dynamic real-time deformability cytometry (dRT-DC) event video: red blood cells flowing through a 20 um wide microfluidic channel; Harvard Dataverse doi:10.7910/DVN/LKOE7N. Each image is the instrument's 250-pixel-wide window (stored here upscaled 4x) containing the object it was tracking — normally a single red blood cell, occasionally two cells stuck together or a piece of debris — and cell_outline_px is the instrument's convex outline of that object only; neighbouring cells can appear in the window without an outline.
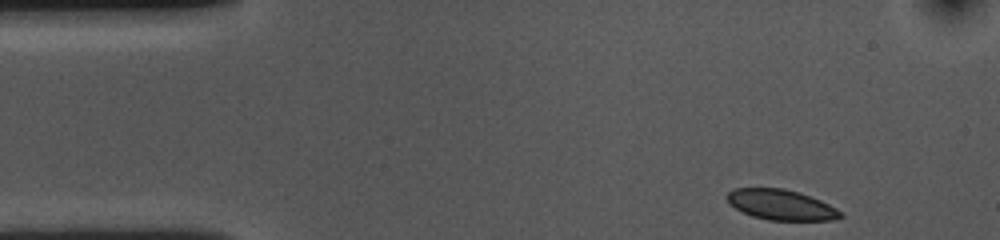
{"species": "common noctule bat (a hibernating species)", "species_latin": "Nyctalus noctula", "temperature_condition": "cold", "stored_images_in_passage": 41, "camera_frame_rate_fps": 3000, "um_per_image_px": 0.085, "animal": {"sex": "female", "body_mass_g": 10.0, "forearm_length_mm": 53.1}, "frame": {"image": 1, "passage_image": 1, "time_ms": 0.0, "image_size_px": [1000, 240], "cell_outline_px": [[844, 216], [832, 220], [768, 220], [752, 216], [728, 204], [724, 196], [728, 192], [736, 188], [784, 188], [820, 200], [836, 208]], "centroid_in_image_um": [66.34, 17.4], "position_along_channel_um": 18.7, "area_um2": 19.94}}
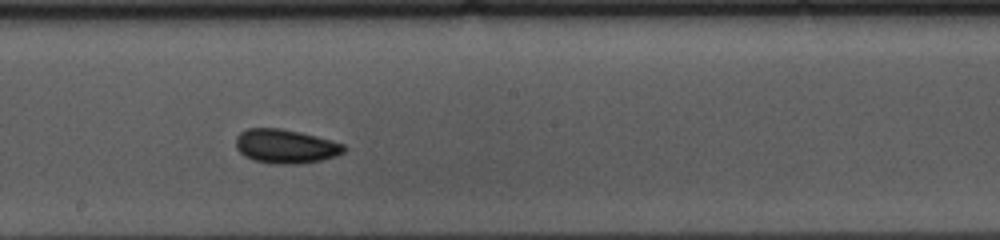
{"frame": {"image": 2, "passage_image": 24, "time_ms": 7.667, "image_size_px": [1000, 240], "cell_outline_px": [[348, 148], [344, 152], [336, 156], [320, 160], [296, 164], [272, 164], [252, 160], [244, 156], [236, 148], [236, 136], [240, 132], [248, 128], [280, 128], [300, 132], [332, 140], [344, 144]], "centroid_in_image_um": [24.27, 12.44], "position_along_channel_um": 223.9, "area_um2": 21.62}}
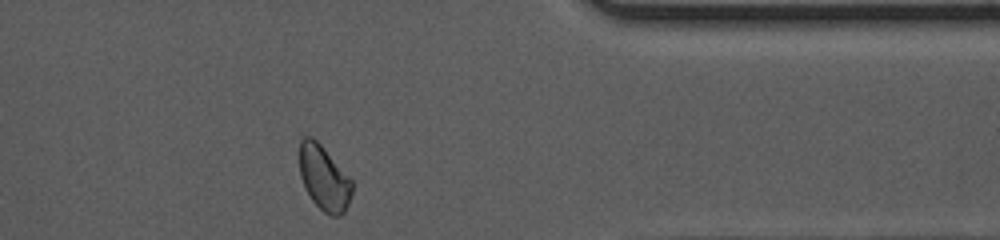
{"frame": {"image": 3, "passage_image": 39, "time_ms": 12.667, "image_size_px": [1000, 240], "cell_outline_px": [[352, 192], [348, 204], [344, 212], [340, 216], [332, 216], [324, 212], [312, 200], [304, 188], [300, 176], [300, 140], [304, 136], [312, 136], [324, 148], [352, 180]], "centroid_in_image_um": [27.53, 15.13], "position_along_channel_um": 383.9, "area_um2": 19.77}, "authors_computed_cell_mechanics": {"area_um2": 20.6346, "velocity_mm_per_s": 3.5865, "shape_relaxation_time_tau1_ms": 5.9765, "shape_relaxation_time_tau2_ms": 2.77, "deformation_change_tau1": 0.0785, "deformation_change_tau2": 0.0677}}